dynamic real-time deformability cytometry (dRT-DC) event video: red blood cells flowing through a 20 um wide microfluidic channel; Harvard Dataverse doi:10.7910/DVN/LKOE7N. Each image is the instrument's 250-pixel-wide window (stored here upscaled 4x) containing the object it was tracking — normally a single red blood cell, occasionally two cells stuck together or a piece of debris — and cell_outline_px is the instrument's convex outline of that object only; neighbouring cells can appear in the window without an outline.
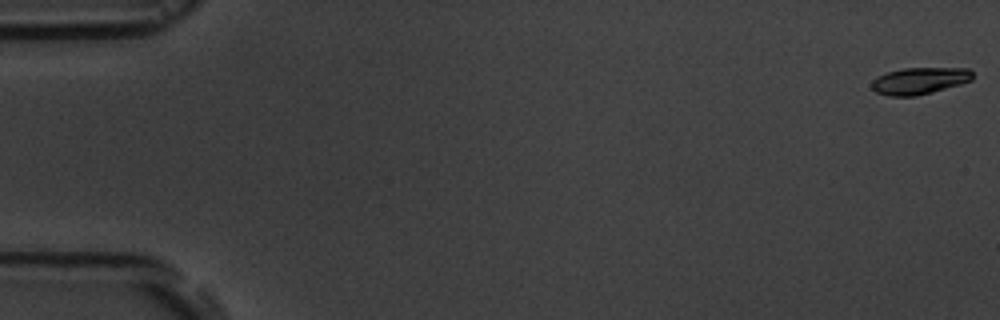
{"species": "common noctule bat (a hibernating species)", "species_latin": "Nyctalus noctula", "temperature_condition": "room temperature", "stored_images_in_passage": 9, "camera_frame_rate_fps": 3000, "um_per_image_px": 0.085, "animal": {"sex": "male", "body_mass_g": 19.5, "forearm_length_mm": 54.6}, "frame": {"image": 1, "passage_image": 1, "time_ms": 0.0, "image_size_px": [1000, 320], "cell_outline_px": [[972, 80], [960, 84], [932, 92], [916, 96], [888, 96], [876, 92], [872, 88], [872, 80], [876, 76], [888, 72], [904, 68], [968, 68], [972, 72]], "centroid_in_image_um": [78.14, 6.87], "position_along_channel_um": 6.9, "area_um2": 15.72}}